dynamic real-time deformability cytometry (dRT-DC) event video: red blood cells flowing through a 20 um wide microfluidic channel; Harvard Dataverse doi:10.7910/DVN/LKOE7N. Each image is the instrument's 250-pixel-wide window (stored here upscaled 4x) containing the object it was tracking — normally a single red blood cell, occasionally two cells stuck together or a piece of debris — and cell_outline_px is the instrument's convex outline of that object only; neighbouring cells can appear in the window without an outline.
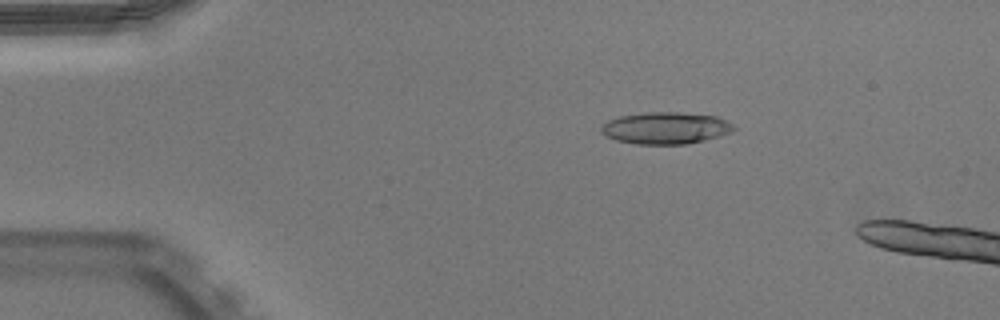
{"species": "Egyptian fruit bat (a non-hibernating species)", "species_latin": "Rousettus aegyptiacus", "temperature_condition": "warm", "stored_images_in_passage": 15, "camera_frame_rate_fps": 3000, "um_per_image_px": 0.085, "animal": {"sex": "male"}, "frame": {"image": 1, "passage_image": 9, "time_ms": 2.667, "image_size_px": [1000, 320], "cell_outline_px": [[736, 128], [732, 132], [720, 136], [704, 140], [684, 144], [636, 144], [616, 140], [604, 136], [600, 132], [600, 128], [608, 120], [620, 116], [644, 112], [680, 112], [716, 116], [732, 124]], "centroid_in_image_um": [56.55, 10.88], "position_along_channel_um": 28.4, "area_um2": 24.68}}